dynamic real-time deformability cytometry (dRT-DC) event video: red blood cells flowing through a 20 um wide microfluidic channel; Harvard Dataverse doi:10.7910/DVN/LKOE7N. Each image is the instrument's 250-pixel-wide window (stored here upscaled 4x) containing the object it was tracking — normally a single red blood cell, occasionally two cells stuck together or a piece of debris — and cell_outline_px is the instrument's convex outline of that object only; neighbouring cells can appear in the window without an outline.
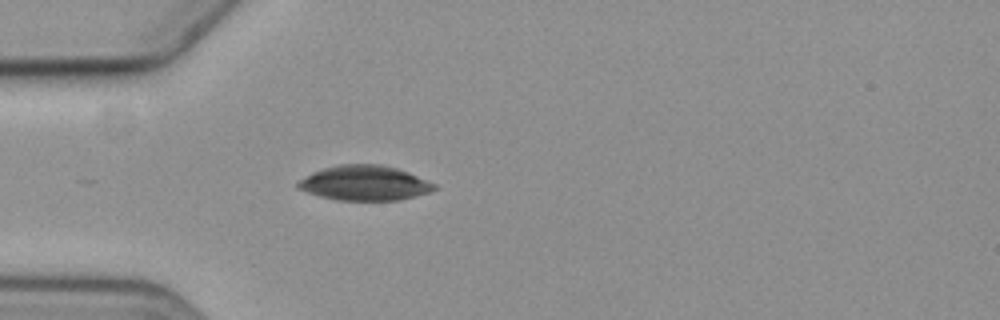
{"species": "common noctule bat (a hibernating species)", "species_latin": "Nyctalus noctula", "temperature_condition": "cold", "stored_images_in_passage": 4, "camera_frame_rate_fps": 3000, "um_per_image_px": 0.085, "animal": {"sex": "female", "body_mass_g": 19.3, "forearm_length_mm": 54.1}, "frame": {"image": 1, "passage_image": 4, "time_ms": 3.667, "image_size_px": [1000, 320], "cell_outline_px": [[436, 188], [428, 192], [400, 200], [336, 200], [320, 196], [296, 188], [296, 184], [300, 180], [312, 172], [324, 168], [340, 164], [380, 164], [396, 168], [408, 172], [436, 184]], "centroid_in_image_um": [30.97, 15.55], "position_along_channel_um": 54.0, "area_um2": 27.51}}